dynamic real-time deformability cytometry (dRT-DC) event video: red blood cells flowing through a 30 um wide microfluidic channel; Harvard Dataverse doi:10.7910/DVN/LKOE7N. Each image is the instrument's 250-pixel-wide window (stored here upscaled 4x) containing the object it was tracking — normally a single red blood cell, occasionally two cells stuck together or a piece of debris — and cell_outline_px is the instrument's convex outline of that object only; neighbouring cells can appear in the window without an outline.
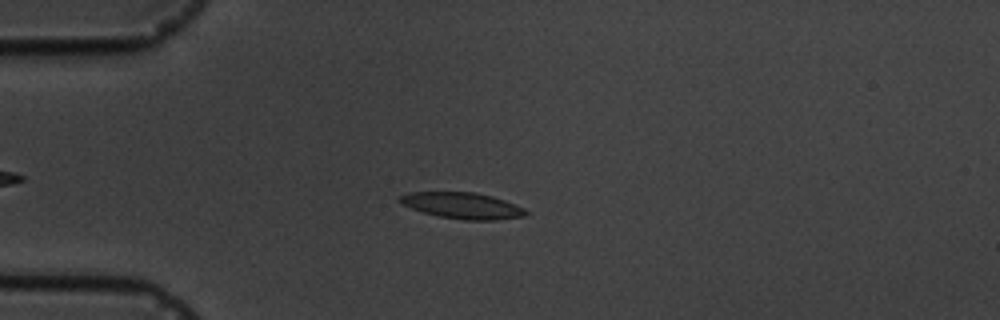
{"species": "common noctule bat (a hibernating species)", "species_latin": "Nyctalus noctula", "temperature_condition": "cold", "stored_images_in_passage": 16, "camera_frame_rate_fps": 3000, "um_per_image_px": 0.085, "animal": {"sex": "male", "body_mass_g": 19.5, "forearm_length_mm": 54.6}, "frame": {"image": 1, "passage_image": 4, "time_ms": 3.667, "image_size_px": [1000, 320], "cell_outline_px": [[528, 212], [524, 216], [496, 220], [464, 220], [436, 216], [400, 204], [396, 200], [400, 196], [412, 192], [476, 192], [492, 196], [504, 200], [524, 208]], "centroid_in_image_um": [39.28, 17.48], "position_along_channel_um": 45.7, "area_um2": 19.25}}
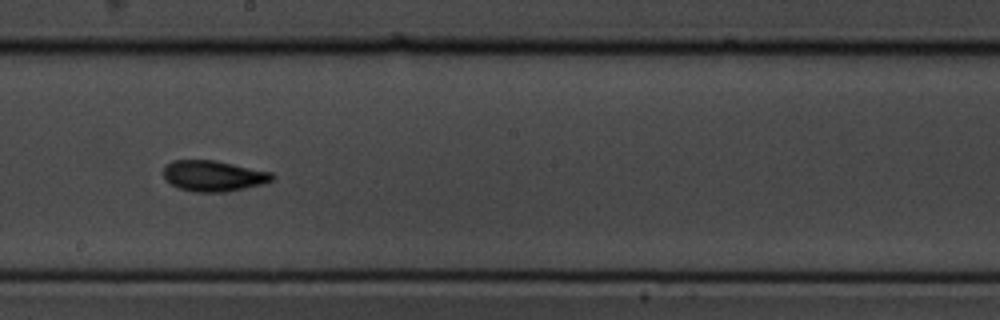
{"frame": {"image": 2, "passage_image": 9, "time_ms": 9.333, "image_size_px": [1000, 320], "cell_outline_px": [[276, 176], [272, 180], [264, 184], [224, 192], [192, 192], [180, 188], [164, 180], [164, 164], [172, 160], [216, 160], [272, 172]], "centroid_in_image_um": [18.14, 14.94], "position_along_channel_um": 230.1, "area_um2": 19.71}}
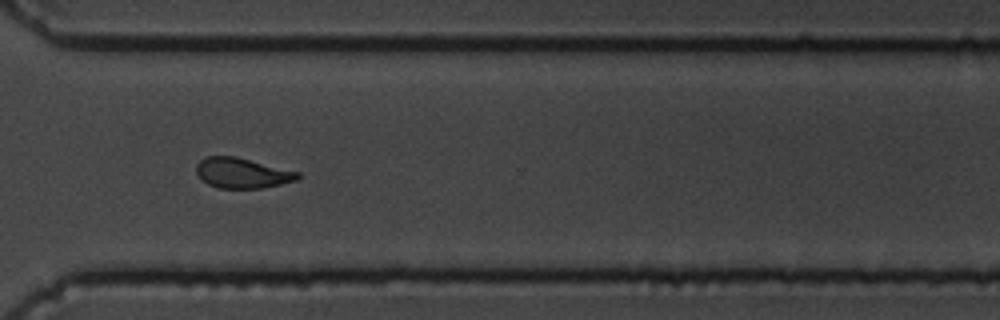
{"frame": {"image": 3, "passage_image": 12, "time_ms": 12.667, "image_size_px": [1000, 320], "cell_outline_px": [[300, 176], [296, 180], [280, 184], [260, 188], [220, 188], [208, 184], [196, 172], [196, 164], [204, 156], [236, 156], [300, 172]], "centroid_in_image_um": [20.58, 14.69], "position_along_channel_um": 350.0, "area_um2": 17.8}, "authors_computed_cell_mechanics": {"area_um2": 18.496, "velocity_mm_per_s": 3.6004, "shape_relaxation_time_tau1_ms": 2.9263, "shape_relaxation_time_tau2_ms": 1.697, "deformation_change_tau1": 0.1003, "deformation_change_tau2": 0.0836}}